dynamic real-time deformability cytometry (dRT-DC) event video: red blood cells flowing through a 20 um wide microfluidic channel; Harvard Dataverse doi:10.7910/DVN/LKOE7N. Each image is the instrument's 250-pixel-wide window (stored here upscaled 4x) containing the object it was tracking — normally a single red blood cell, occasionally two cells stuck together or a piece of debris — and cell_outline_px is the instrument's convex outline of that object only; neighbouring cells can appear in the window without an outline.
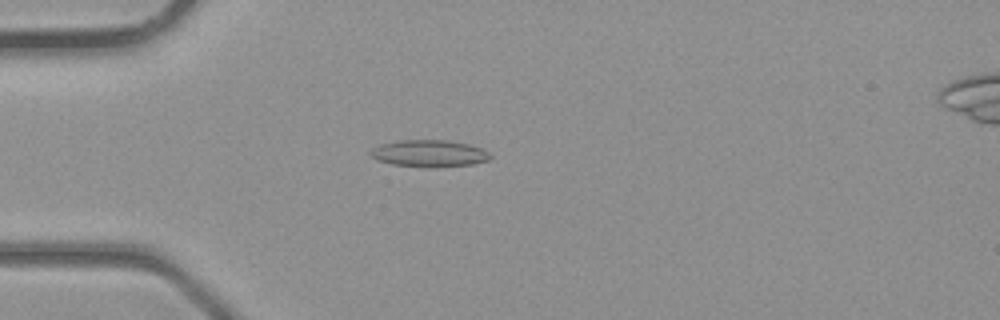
{"species": "common noctule bat (a hibernating species)", "species_latin": "Nyctalus noctula", "temperature_condition": "room temperature", "stored_images_in_passage": 31, "camera_frame_rate_fps": 3000, "um_per_image_px": 0.085, "animal": {"sex": "male", "body_mass_g": 23.1, "forearm_length_mm": 52.7}, "frame": {"image": 1, "passage_image": 3, "time_ms": 0.667, "image_size_px": [1000, 320], "cell_outline_px": [[492, 156], [488, 160], [472, 164], [436, 168], [428, 168], [392, 164], [376, 160], [368, 156], [368, 152], [372, 148], [380, 144], [400, 140], [448, 140], [468, 144], [480, 148], [488, 152]], "centroid_in_image_um": [36.43, 13.05], "position_along_channel_um": 48.6, "area_um2": 19.07}}
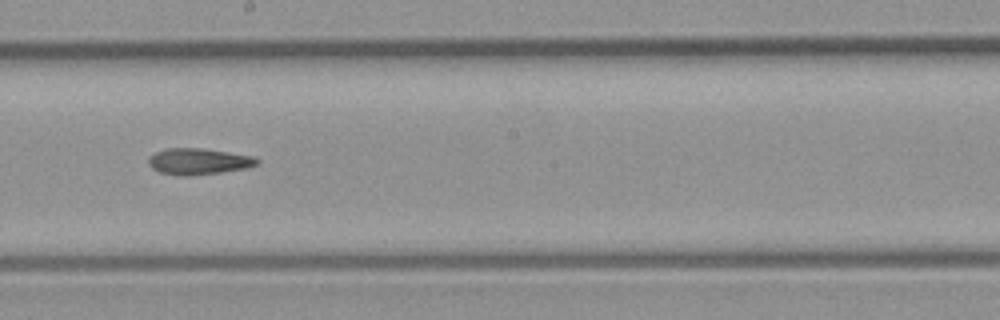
{"frame": {"image": 2, "passage_image": 14, "time_ms": 4.333, "image_size_px": [1000, 320], "cell_outline_px": [[260, 164], [248, 168], [220, 172], [188, 176], [180, 176], [160, 172], [152, 168], [148, 164], [148, 156], [156, 152], [168, 148], [204, 148], [256, 156], [260, 160]], "centroid_in_image_um": [16.92, 13.71], "position_along_channel_um": 231.3, "area_um2": 16.88}}
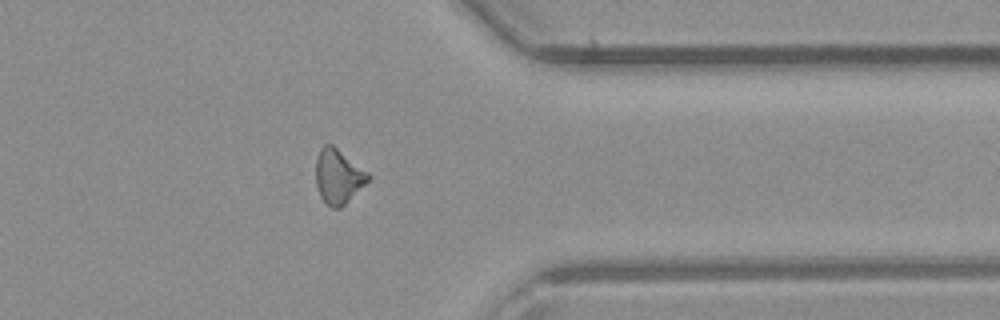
{"frame": {"image": 3, "passage_image": 23, "time_ms": 7.333, "image_size_px": [1000, 320], "cell_outline_px": [[372, 176], [340, 208], [332, 208], [320, 196], [316, 184], [316, 156], [320, 148], [324, 144], [332, 144], [368, 172]], "centroid_in_image_um": [28.73, 14.96], "position_along_channel_um": 382.7, "area_um2": 16.36}}